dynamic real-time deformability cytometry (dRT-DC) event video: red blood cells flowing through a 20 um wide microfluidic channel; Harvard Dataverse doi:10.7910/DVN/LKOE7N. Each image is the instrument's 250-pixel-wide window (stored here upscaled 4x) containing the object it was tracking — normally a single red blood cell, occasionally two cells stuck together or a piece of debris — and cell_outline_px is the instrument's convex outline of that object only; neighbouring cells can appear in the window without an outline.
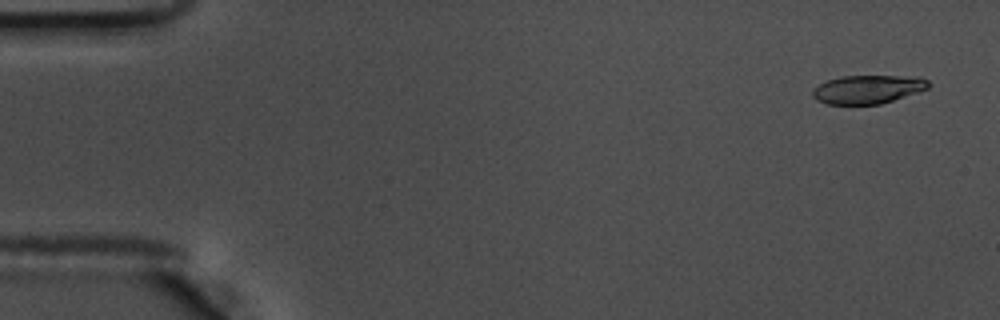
{"species": "common noctule bat (a hibernating species)", "species_latin": "Nyctalus noctula", "temperature_condition": "warm", "stored_images_in_passage": 15, "camera_frame_rate_fps": 3000, "um_per_image_px": 0.085, "animal": {"sex": "male", "body_mass_g": 17.5, "forearm_length_mm": 52.3}, "frame": {"image": 1, "passage_image": 3, "time_ms": 0.667, "image_size_px": [1000, 320], "cell_outline_px": [[928, 88], [880, 104], [828, 104], [816, 100], [812, 96], [812, 92], [820, 84], [828, 80], [840, 76], [920, 76], [928, 80]], "centroid_in_image_um": [73.75, 7.58], "position_along_channel_um": 11.2, "area_um2": 19.02}}